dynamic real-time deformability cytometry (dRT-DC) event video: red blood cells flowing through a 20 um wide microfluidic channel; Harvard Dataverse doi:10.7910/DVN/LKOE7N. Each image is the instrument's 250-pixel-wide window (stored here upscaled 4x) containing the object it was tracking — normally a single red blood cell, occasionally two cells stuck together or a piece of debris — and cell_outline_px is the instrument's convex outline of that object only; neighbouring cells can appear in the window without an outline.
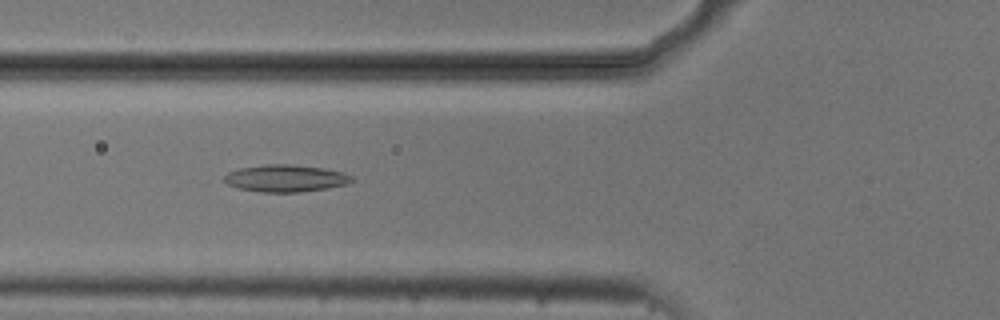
{"species": "common noctule bat (a hibernating species)", "species_latin": "Nyctalus noctula", "temperature_condition": "cold", "stored_images_in_passage": 54, "camera_frame_rate_fps": 3000, "um_per_image_px": 0.085, "animal": {"sex": "male", "body_mass_g": 20.5, "forearm_length_mm": 52.5}, "frame": {"image": 1, "passage_image": 20, "time_ms": 6.333, "image_size_px": [1000, 320], "cell_outline_px": [[356, 180], [348, 184], [328, 188], [300, 192], [260, 192], [236, 188], [228, 184], [224, 180], [224, 176], [228, 172], [240, 168], [264, 164], [288, 164], [324, 168], [344, 172], [352, 176]], "centroid_in_image_um": [24.3, 15.16], "position_along_channel_um": 101.5, "area_um2": 20.35}}
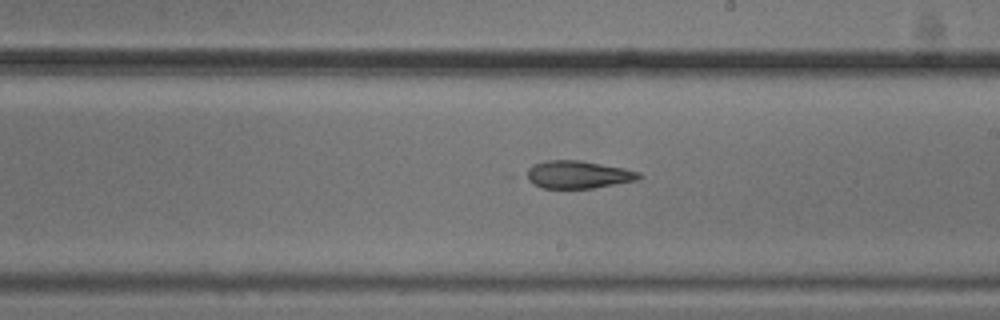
{"frame": {"image": 2, "passage_image": 31, "time_ms": 10.0, "image_size_px": [1000, 320], "cell_outline_px": [[644, 176], [636, 180], [592, 188], [544, 188], [520, 176], [532, 164], [548, 160], [580, 160], [624, 168], [640, 172]], "centroid_in_image_um": [49.07, 14.83], "position_along_channel_um": 239.9, "area_um2": 18.26}}
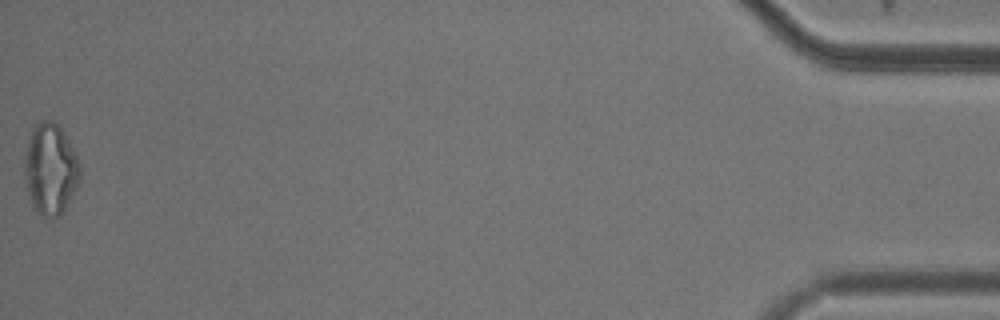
{"frame": {"image": 3, "passage_image": 54, "time_ms": 17.667, "image_size_px": [1000, 320], "cell_outline_px": [[80, 180], [76, 188], [60, 216], [48, 220], [32, 208], [24, 176], [24, 156], [32, 124], [44, 120], [52, 120], [60, 128], [76, 152], [80, 164]], "centroid_in_image_um": [4.27, 14.38], "position_along_channel_um": 430.9, "area_um2": 29.88}}